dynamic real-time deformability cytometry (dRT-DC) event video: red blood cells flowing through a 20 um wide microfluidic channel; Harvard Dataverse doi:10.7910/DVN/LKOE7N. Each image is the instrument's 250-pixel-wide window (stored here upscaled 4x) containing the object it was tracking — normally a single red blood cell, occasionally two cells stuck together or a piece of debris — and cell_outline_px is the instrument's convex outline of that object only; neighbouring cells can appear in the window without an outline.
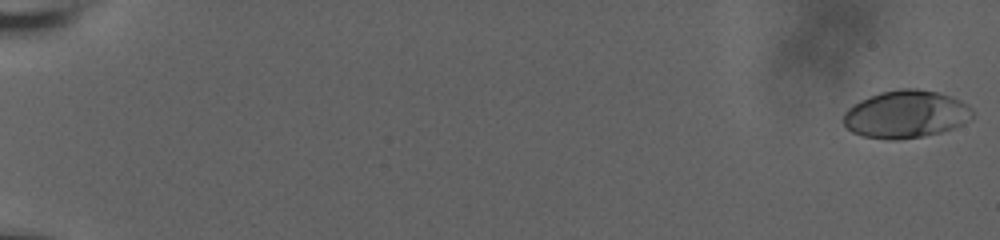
{"species": "human", "species_latin": "Homo sapiens", "temperature_condition": "room temperature", "stored_images_in_passage": 41, "camera_frame_rate_fps": 3000, "um_per_image_px": 0.085, "donor": {"sex": "male"}, "frame": {"image": 1, "passage_image": 1, "time_ms": 0.0, "image_size_px": [1000, 240], "cell_outline_px": [[972, 116], [960, 124], [952, 128], [940, 132], [900, 140], [884, 140], [864, 136], [852, 132], [844, 124], [844, 112], [848, 108], [860, 100], [880, 92], [900, 88], [916, 88], [936, 92], [952, 96], [960, 100], [972, 108]], "centroid_in_image_um": [76.97, 9.7], "position_along_channel_um": 8.0, "area_um2": 35.6}}
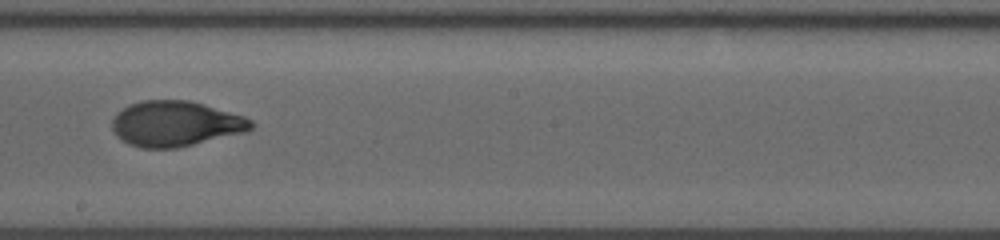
{"frame": {"image": 2, "passage_image": 23, "time_ms": 7.333, "image_size_px": [1000, 240], "cell_outline_px": [[252, 128], [248, 132], [176, 148], [140, 148], [128, 144], [120, 140], [116, 136], [112, 128], [112, 120], [116, 112], [128, 104], [140, 100], [188, 100], [204, 104], [244, 116], [252, 120]], "centroid_in_image_um": [14.89, 10.52], "position_along_channel_um": 233.3, "area_um2": 37.11}}
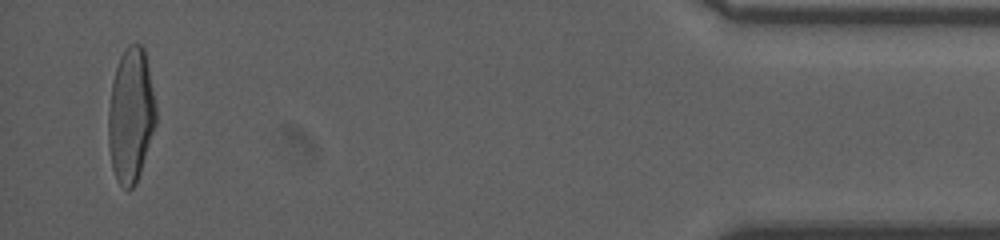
{"frame": {"image": 3, "passage_image": 41, "time_ms": 13.333, "image_size_px": [1000, 240], "cell_outline_px": [[156, 124], [136, 184], [128, 192], [116, 180], [112, 168], [108, 144], [108, 108], [112, 80], [120, 56], [128, 44], [140, 44], [144, 48], [156, 104]], "centroid_in_image_um": [11.11, 9.82], "position_along_channel_um": 424.1, "area_um2": 37.51}}